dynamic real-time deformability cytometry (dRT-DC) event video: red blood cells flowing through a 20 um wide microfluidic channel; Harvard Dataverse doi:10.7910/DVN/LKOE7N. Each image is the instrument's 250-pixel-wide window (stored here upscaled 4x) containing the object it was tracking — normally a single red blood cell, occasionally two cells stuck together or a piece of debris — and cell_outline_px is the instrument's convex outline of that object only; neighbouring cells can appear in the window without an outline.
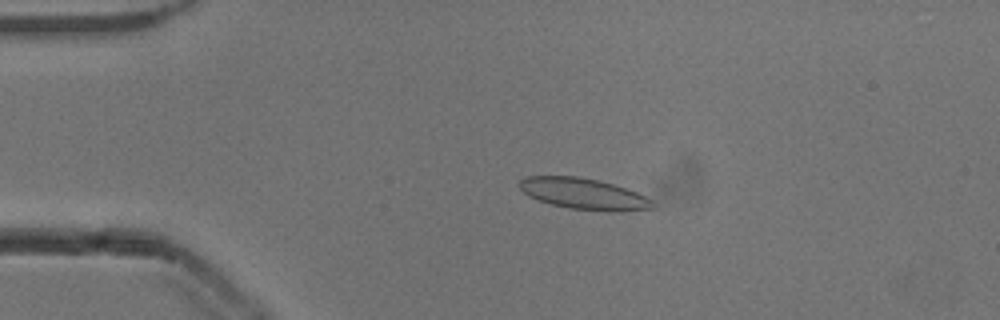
{"species": "common noctule bat (a hibernating species)", "species_latin": "Nyctalus noctula", "temperature_condition": "cold", "stored_images_in_passage": 43, "camera_frame_rate_fps": 3000, "um_per_image_px": 0.085, "animal": {"sex": "male", "body_mass_g": 13.3}, "frame": {"image": 1, "passage_image": 1, "time_ms": 0.0, "image_size_px": [1000, 320], "cell_outline_px": [[656, 208], [620, 212], [568, 208], [552, 204], [528, 196], [520, 188], [520, 180], [528, 176], [576, 176], [600, 180], [628, 188], [652, 200], [656, 204]], "centroid_in_image_um": [49.68, 16.47], "position_along_channel_um": 35.3, "area_um2": 24.22}}
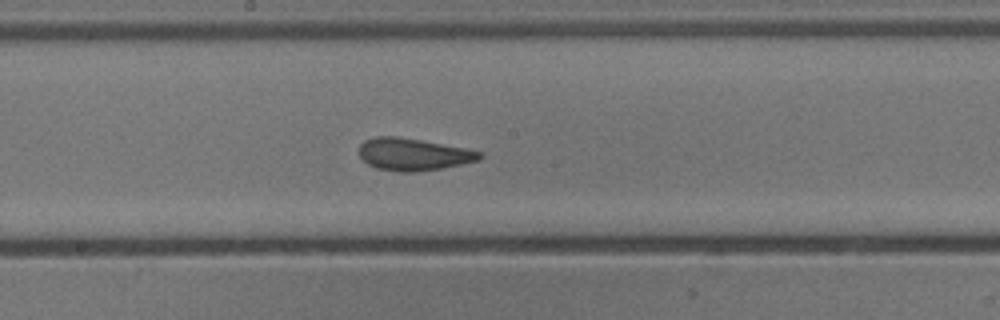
{"frame": {"image": 2, "passage_image": 18, "time_ms": 5.667, "image_size_px": [1000, 320], "cell_outline_px": [[484, 156], [480, 160], [440, 168], [412, 172], [400, 172], [376, 168], [368, 164], [360, 156], [360, 144], [364, 140], [376, 136], [396, 136], [420, 140], [464, 148], [484, 152]], "centroid_in_image_um": [35.13, 13.11], "position_along_channel_um": 213.1, "area_um2": 22.48}}
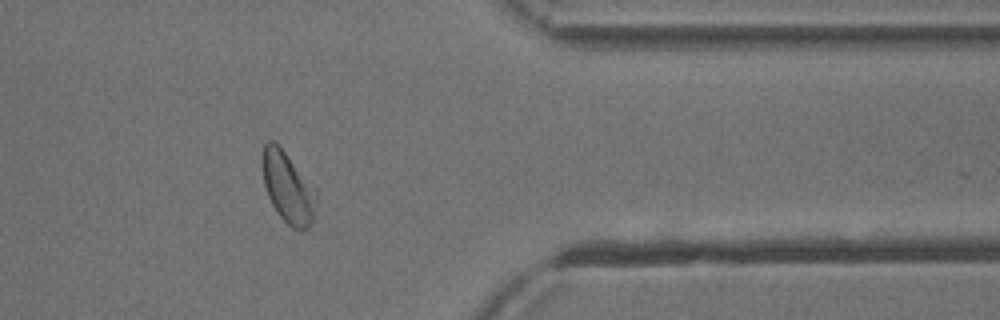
{"frame": {"image": 3, "passage_image": 33, "time_ms": 10.667, "image_size_px": [1000, 320], "cell_outline_px": [[316, 200], [312, 220], [308, 228], [292, 228], [276, 212], [268, 196], [264, 184], [260, 164], [260, 160], [264, 144], [268, 140], [272, 140], [284, 152], [316, 188]], "centroid_in_image_um": [24.43, 15.91], "position_along_channel_um": 387.0, "area_um2": 22.14}, "authors_computed_cell_mechanics": {"area_um2": 22.8888, "velocity_mm_per_s": 3.8343, "shape_relaxation_time_tau1_ms": 6.7545, "shape_relaxation_time_tau2_ms": 1.3517, "deformation_change_tau1": 0.1587, "deformation_change_tau2": 0.0708}}